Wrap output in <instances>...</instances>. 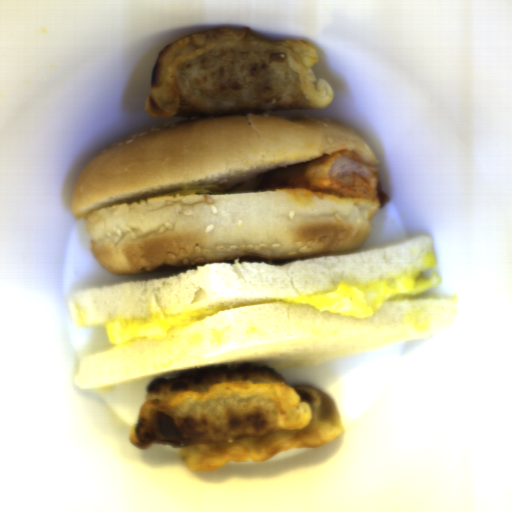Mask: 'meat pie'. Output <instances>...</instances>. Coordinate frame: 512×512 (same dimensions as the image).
I'll use <instances>...</instances> for the list:
<instances>
[{
  "label": "meat pie",
  "instance_id": "meat-pie-1",
  "mask_svg": "<svg viewBox=\"0 0 512 512\" xmlns=\"http://www.w3.org/2000/svg\"><path fill=\"white\" fill-rule=\"evenodd\" d=\"M378 169L357 152L339 151L263 176L253 190L306 189L347 197L374 199Z\"/></svg>",
  "mask_w": 512,
  "mask_h": 512
}]
</instances>
